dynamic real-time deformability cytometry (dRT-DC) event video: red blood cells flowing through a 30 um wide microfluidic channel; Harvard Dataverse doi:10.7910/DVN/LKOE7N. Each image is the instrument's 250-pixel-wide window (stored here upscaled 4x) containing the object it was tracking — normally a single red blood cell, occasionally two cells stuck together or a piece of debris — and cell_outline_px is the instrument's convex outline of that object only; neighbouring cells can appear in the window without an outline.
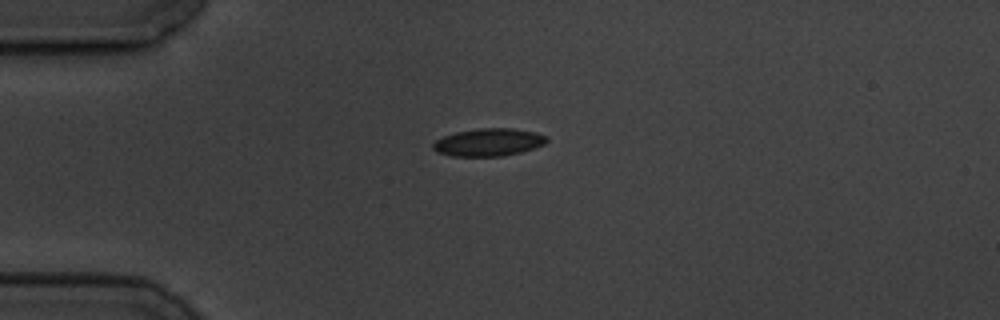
{"species": "common noctule bat (a hibernating species)", "species_latin": "Nyctalus noctula", "temperature_condition": "cold", "stored_images_in_passage": 4, "camera_frame_rate_fps": 3000, "um_per_image_px": 0.085, "animal": {"sex": "male", "body_mass_g": 19.5, "forearm_length_mm": 54.6}, "frame": {"image": 1, "passage_image": 1, "time_ms": 0.0, "image_size_px": [1000, 320], "cell_outline_px": [[548, 140], [544, 144], [520, 152], [504, 156], [452, 156], [436, 152], [432, 148], [432, 144], [436, 140], [444, 136], [456, 132], [480, 128], [512, 128], [536, 132], [548, 136]], "centroid_in_image_um": [41.52, 12.09], "position_along_channel_um": 43.5, "area_um2": 18.32}}
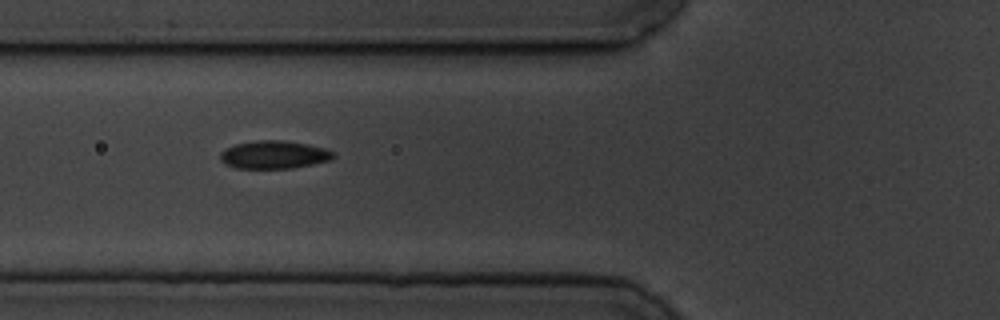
{"frame": {"image": 2, "passage_image": 3, "time_ms": 2.333, "image_size_px": [1000, 320], "cell_outline_px": [[336, 156], [332, 160], [292, 168], [236, 168], [224, 164], [220, 160], [220, 152], [224, 148], [236, 144], [256, 140], [284, 140], [308, 144], [324, 148], [336, 152]], "centroid_in_image_um": [23.3, 13.14], "position_along_channel_um": 102.5, "area_um2": 18.67}}
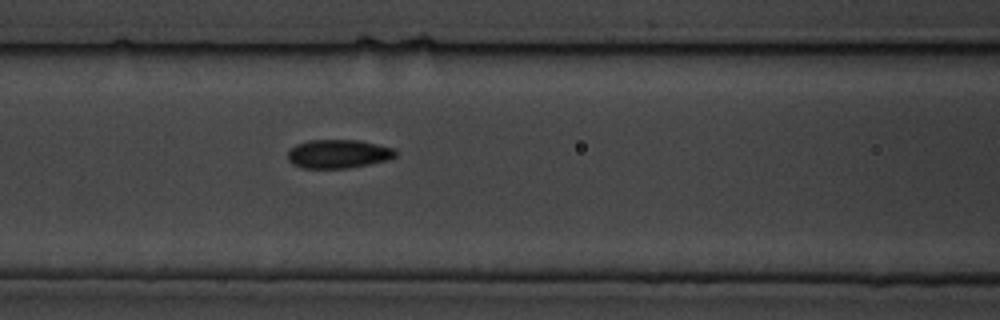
{"frame": {"image": 3, "passage_image": 4, "time_ms": 3.333, "image_size_px": [1000, 320], "cell_outline_px": [[396, 156], [388, 160], [348, 168], [300, 168], [292, 164], [288, 160], [288, 152], [296, 144], [308, 140], [360, 140], [396, 148]], "centroid_in_image_um": [28.76, 13.08], "position_along_channel_um": 137.8, "area_um2": 18.15}}